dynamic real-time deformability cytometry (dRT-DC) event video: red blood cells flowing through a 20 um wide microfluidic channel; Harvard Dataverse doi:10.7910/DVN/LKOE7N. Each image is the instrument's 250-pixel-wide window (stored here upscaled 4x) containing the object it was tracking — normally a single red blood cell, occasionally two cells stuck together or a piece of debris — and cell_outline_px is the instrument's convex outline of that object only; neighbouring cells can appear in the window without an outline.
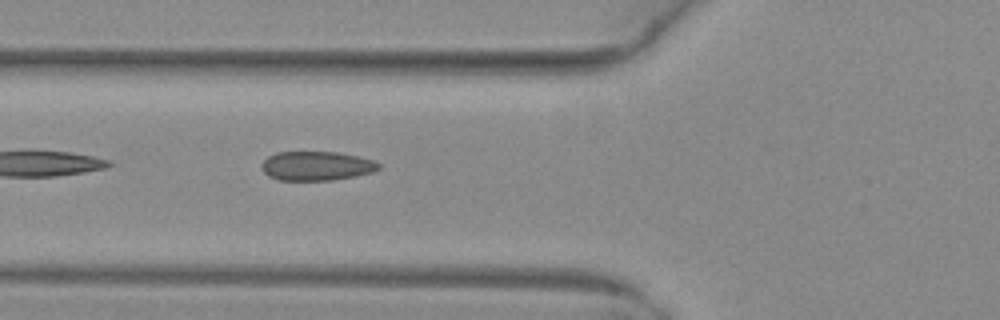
{"species": "common noctule bat (a hibernating species)", "species_latin": "Nyctalus noctula", "temperature_condition": "warm", "stored_images_in_passage": 34, "camera_frame_rate_fps": 3000, "um_per_image_px": 0.085, "animal": {"sex": "female", "body_mass_g": 29.2, "forearm_length_mm": 56.3}, "frame": {"image": 1, "passage_image": 4, "time_ms": 1.0, "image_size_px": [1000, 320], "cell_outline_px": [[380, 168], [372, 172], [356, 176], [332, 180], [280, 180], [268, 176], [264, 172], [260, 164], [268, 156], [276, 152], [336, 152], [356, 156], [372, 160], [380, 164]], "centroid_in_image_um": [26.88, 14.1], "position_along_channel_um": 98.9, "area_um2": 19.83}}
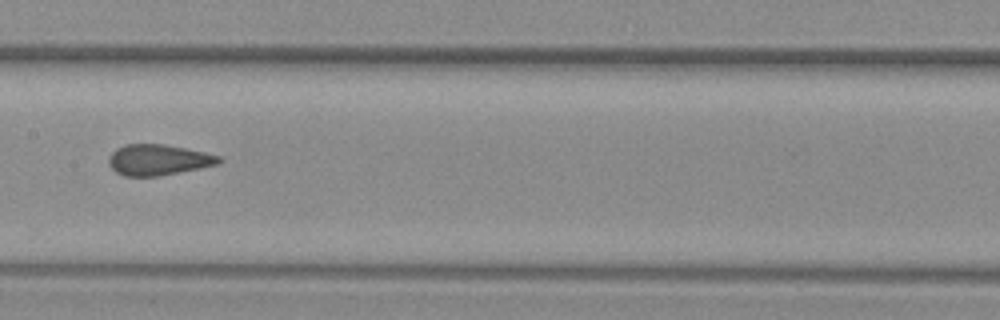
{"frame": {"image": 2, "passage_image": 11, "time_ms": 3.333, "image_size_px": [1000, 320], "cell_outline_px": [[224, 160], [220, 164], [200, 168], [156, 176], [124, 176], [116, 172], [108, 164], [108, 156], [116, 148], [128, 144], [164, 144], [204, 152], [220, 156]], "centroid_in_image_um": [13.45, 13.58], "position_along_channel_um": 193.9, "area_um2": 19.77}}
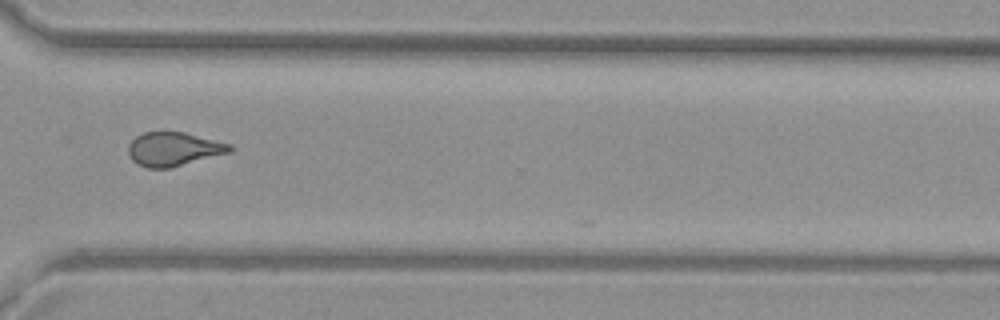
{"frame": {"image": 3, "passage_image": 23, "time_ms": 7.333, "image_size_px": [1000, 320], "cell_outline_px": [[236, 148], [232, 152], [168, 168], [148, 168], [136, 164], [128, 156], [128, 144], [136, 136], [144, 132], [184, 132], [232, 144]], "centroid_in_image_um": [14.77, 12.67], "position_along_channel_um": 355.8, "area_um2": 20.17}}